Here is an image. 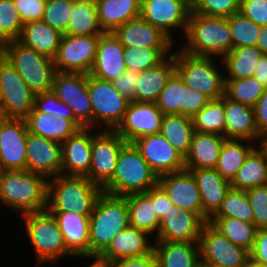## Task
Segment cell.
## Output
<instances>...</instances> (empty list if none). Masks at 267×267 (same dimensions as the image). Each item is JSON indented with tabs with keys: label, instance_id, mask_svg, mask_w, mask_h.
<instances>
[{
	"label": "cell",
	"instance_id": "db71d44e",
	"mask_svg": "<svg viewBox=\"0 0 267 267\" xmlns=\"http://www.w3.org/2000/svg\"><path fill=\"white\" fill-rule=\"evenodd\" d=\"M253 212V223L257 228H267V185L245 191Z\"/></svg>",
	"mask_w": 267,
	"mask_h": 267
},
{
	"label": "cell",
	"instance_id": "a7ac6f4b",
	"mask_svg": "<svg viewBox=\"0 0 267 267\" xmlns=\"http://www.w3.org/2000/svg\"><path fill=\"white\" fill-rule=\"evenodd\" d=\"M244 267H267V266L261 262L254 260L252 257H249Z\"/></svg>",
	"mask_w": 267,
	"mask_h": 267
},
{
	"label": "cell",
	"instance_id": "89a4df30",
	"mask_svg": "<svg viewBox=\"0 0 267 267\" xmlns=\"http://www.w3.org/2000/svg\"><path fill=\"white\" fill-rule=\"evenodd\" d=\"M200 267H217V266L200 263Z\"/></svg>",
	"mask_w": 267,
	"mask_h": 267
},
{
	"label": "cell",
	"instance_id": "f6af8a7d",
	"mask_svg": "<svg viewBox=\"0 0 267 267\" xmlns=\"http://www.w3.org/2000/svg\"><path fill=\"white\" fill-rule=\"evenodd\" d=\"M232 36V49L256 46L261 27L241 12L227 17Z\"/></svg>",
	"mask_w": 267,
	"mask_h": 267
},
{
	"label": "cell",
	"instance_id": "6f0895ef",
	"mask_svg": "<svg viewBox=\"0 0 267 267\" xmlns=\"http://www.w3.org/2000/svg\"><path fill=\"white\" fill-rule=\"evenodd\" d=\"M240 12L257 25H267V0H241Z\"/></svg>",
	"mask_w": 267,
	"mask_h": 267
},
{
	"label": "cell",
	"instance_id": "52a82bcc",
	"mask_svg": "<svg viewBox=\"0 0 267 267\" xmlns=\"http://www.w3.org/2000/svg\"><path fill=\"white\" fill-rule=\"evenodd\" d=\"M1 55L14 67L34 94L52 90L56 72L53 59L24 46L18 40L3 43Z\"/></svg>",
	"mask_w": 267,
	"mask_h": 267
},
{
	"label": "cell",
	"instance_id": "9a60e30c",
	"mask_svg": "<svg viewBox=\"0 0 267 267\" xmlns=\"http://www.w3.org/2000/svg\"><path fill=\"white\" fill-rule=\"evenodd\" d=\"M99 36L63 35L54 61L56 71L89 74Z\"/></svg>",
	"mask_w": 267,
	"mask_h": 267
},
{
	"label": "cell",
	"instance_id": "f35d334b",
	"mask_svg": "<svg viewBox=\"0 0 267 267\" xmlns=\"http://www.w3.org/2000/svg\"><path fill=\"white\" fill-rule=\"evenodd\" d=\"M129 208L130 226L147 232L156 237L160 220L151 198L145 193H132L126 195Z\"/></svg>",
	"mask_w": 267,
	"mask_h": 267
},
{
	"label": "cell",
	"instance_id": "ab89813d",
	"mask_svg": "<svg viewBox=\"0 0 267 267\" xmlns=\"http://www.w3.org/2000/svg\"><path fill=\"white\" fill-rule=\"evenodd\" d=\"M184 158L194 133L192 118L180 114L164 115L159 132Z\"/></svg>",
	"mask_w": 267,
	"mask_h": 267
},
{
	"label": "cell",
	"instance_id": "f5cc1de1",
	"mask_svg": "<svg viewBox=\"0 0 267 267\" xmlns=\"http://www.w3.org/2000/svg\"><path fill=\"white\" fill-rule=\"evenodd\" d=\"M78 72L56 71L53 78L52 91L58 99L66 103L70 108L77 98Z\"/></svg>",
	"mask_w": 267,
	"mask_h": 267
},
{
	"label": "cell",
	"instance_id": "7dc6e473",
	"mask_svg": "<svg viewBox=\"0 0 267 267\" xmlns=\"http://www.w3.org/2000/svg\"><path fill=\"white\" fill-rule=\"evenodd\" d=\"M23 25L13 0H0V45L18 40Z\"/></svg>",
	"mask_w": 267,
	"mask_h": 267
},
{
	"label": "cell",
	"instance_id": "f1b7e54d",
	"mask_svg": "<svg viewBox=\"0 0 267 267\" xmlns=\"http://www.w3.org/2000/svg\"><path fill=\"white\" fill-rule=\"evenodd\" d=\"M225 139L218 134L194 131L185 170L215 169Z\"/></svg>",
	"mask_w": 267,
	"mask_h": 267
},
{
	"label": "cell",
	"instance_id": "11a10c76",
	"mask_svg": "<svg viewBox=\"0 0 267 267\" xmlns=\"http://www.w3.org/2000/svg\"><path fill=\"white\" fill-rule=\"evenodd\" d=\"M145 193L151 198L160 221L164 216L180 213L181 210L173 205L168 195L159 185H156Z\"/></svg>",
	"mask_w": 267,
	"mask_h": 267
},
{
	"label": "cell",
	"instance_id": "8992f818",
	"mask_svg": "<svg viewBox=\"0 0 267 267\" xmlns=\"http://www.w3.org/2000/svg\"><path fill=\"white\" fill-rule=\"evenodd\" d=\"M158 185V176L149 167L138 148L126 142L120 152L112 178L102 187V192L126 196L147 192Z\"/></svg>",
	"mask_w": 267,
	"mask_h": 267
},
{
	"label": "cell",
	"instance_id": "7402d4cb",
	"mask_svg": "<svg viewBox=\"0 0 267 267\" xmlns=\"http://www.w3.org/2000/svg\"><path fill=\"white\" fill-rule=\"evenodd\" d=\"M113 34L124 47L155 49L176 47L167 35L141 16L120 25Z\"/></svg>",
	"mask_w": 267,
	"mask_h": 267
},
{
	"label": "cell",
	"instance_id": "b9f144b4",
	"mask_svg": "<svg viewBox=\"0 0 267 267\" xmlns=\"http://www.w3.org/2000/svg\"><path fill=\"white\" fill-rule=\"evenodd\" d=\"M194 131L200 133H214L225 137L224 96L211 100L193 117Z\"/></svg>",
	"mask_w": 267,
	"mask_h": 267
},
{
	"label": "cell",
	"instance_id": "e7e4bbea",
	"mask_svg": "<svg viewBox=\"0 0 267 267\" xmlns=\"http://www.w3.org/2000/svg\"><path fill=\"white\" fill-rule=\"evenodd\" d=\"M256 47L264 54L267 55V25L261 27V32L257 40Z\"/></svg>",
	"mask_w": 267,
	"mask_h": 267
},
{
	"label": "cell",
	"instance_id": "74e56055",
	"mask_svg": "<svg viewBox=\"0 0 267 267\" xmlns=\"http://www.w3.org/2000/svg\"><path fill=\"white\" fill-rule=\"evenodd\" d=\"M103 33L97 16V0H74L65 35L99 36Z\"/></svg>",
	"mask_w": 267,
	"mask_h": 267
},
{
	"label": "cell",
	"instance_id": "5b68a950",
	"mask_svg": "<svg viewBox=\"0 0 267 267\" xmlns=\"http://www.w3.org/2000/svg\"><path fill=\"white\" fill-rule=\"evenodd\" d=\"M28 242L34 249L36 263L34 267H41L45 263H55L59 259L73 258L67 250L59 224L47 209L21 215Z\"/></svg>",
	"mask_w": 267,
	"mask_h": 267
},
{
	"label": "cell",
	"instance_id": "03108f58",
	"mask_svg": "<svg viewBox=\"0 0 267 267\" xmlns=\"http://www.w3.org/2000/svg\"><path fill=\"white\" fill-rule=\"evenodd\" d=\"M257 147L265 154L267 158V132L260 135Z\"/></svg>",
	"mask_w": 267,
	"mask_h": 267
},
{
	"label": "cell",
	"instance_id": "c3c4849f",
	"mask_svg": "<svg viewBox=\"0 0 267 267\" xmlns=\"http://www.w3.org/2000/svg\"><path fill=\"white\" fill-rule=\"evenodd\" d=\"M31 111L52 113L54 116L60 115L70 120L78 129L85 127L75 117L73 110L66 103L58 99L52 90L35 94L34 108Z\"/></svg>",
	"mask_w": 267,
	"mask_h": 267
},
{
	"label": "cell",
	"instance_id": "9f6ffc18",
	"mask_svg": "<svg viewBox=\"0 0 267 267\" xmlns=\"http://www.w3.org/2000/svg\"><path fill=\"white\" fill-rule=\"evenodd\" d=\"M23 23L42 20L45 2L41 0H13Z\"/></svg>",
	"mask_w": 267,
	"mask_h": 267
},
{
	"label": "cell",
	"instance_id": "3957f363",
	"mask_svg": "<svg viewBox=\"0 0 267 267\" xmlns=\"http://www.w3.org/2000/svg\"><path fill=\"white\" fill-rule=\"evenodd\" d=\"M129 226V208L126 197L102 192L90 215V258L98 257L112 239Z\"/></svg>",
	"mask_w": 267,
	"mask_h": 267
},
{
	"label": "cell",
	"instance_id": "8fae6325",
	"mask_svg": "<svg viewBox=\"0 0 267 267\" xmlns=\"http://www.w3.org/2000/svg\"><path fill=\"white\" fill-rule=\"evenodd\" d=\"M200 263L217 267H244L250 251L234 244L209 222L199 236Z\"/></svg>",
	"mask_w": 267,
	"mask_h": 267
},
{
	"label": "cell",
	"instance_id": "d6986e66",
	"mask_svg": "<svg viewBox=\"0 0 267 267\" xmlns=\"http://www.w3.org/2000/svg\"><path fill=\"white\" fill-rule=\"evenodd\" d=\"M61 143L28 132L26 170L47 179L61 175Z\"/></svg>",
	"mask_w": 267,
	"mask_h": 267
},
{
	"label": "cell",
	"instance_id": "6da1fadb",
	"mask_svg": "<svg viewBox=\"0 0 267 267\" xmlns=\"http://www.w3.org/2000/svg\"><path fill=\"white\" fill-rule=\"evenodd\" d=\"M47 181L45 176L27 170L1 171V204L19 215L45 210Z\"/></svg>",
	"mask_w": 267,
	"mask_h": 267
},
{
	"label": "cell",
	"instance_id": "5bb4252c",
	"mask_svg": "<svg viewBox=\"0 0 267 267\" xmlns=\"http://www.w3.org/2000/svg\"><path fill=\"white\" fill-rule=\"evenodd\" d=\"M211 100L197 89L185 85L175 71L161 91L156 105L163 115L180 114L192 118Z\"/></svg>",
	"mask_w": 267,
	"mask_h": 267
},
{
	"label": "cell",
	"instance_id": "60d3db41",
	"mask_svg": "<svg viewBox=\"0 0 267 267\" xmlns=\"http://www.w3.org/2000/svg\"><path fill=\"white\" fill-rule=\"evenodd\" d=\"M208 222L234 244L249 251L253 249L258 229L254 223L229 217H211Z\"/></svg>",
	"mask_w": 267,
	"mask_h": 267
},
{
	"label": "cell",
	"instance_id": "ffe728a7",
	"mask_svg": "<svg viewBox=\"0 0 267 267\" xmlns=\"http://www.w3.org/2000/svg\"><path fill=\"white\" fill-rule=\"evenodd\" d=\"M158 185L170 201L180 210L197 213L203 219L200 192L193 174L188 170L168 173L158 177Z\"/></svg>",
	"mask_w": 267,
	"mask_h": 267
},
{
	"label": "cell",
	"instance_id": "7bdbcfd3",
	"mask_svg": "<svg viewBox=\"0 0 267 267\" xmlns=\"http://www.w3.org/2000/svg\"><path fill=\"white\" fill-rule=\"evenodd\" d=\"M123 53L126 69L140 73L158 65L173 49L124 47Z\"/></svg>",
	"mask_w": 267,
	"mask_h": 267
},
{
	"label": "cell",
	"instance_id": "d6a6232c",
	"mask_svg": "<svg viewBox=\"0 0 267 267\" xmlns=\"http://www.w3.org/2000/svg\"><path fill=\"white\" fill-rule=\"evenodd\" d=\"M141 0H97V16L103 32L113 33L120 25L140 17Z\"/></svg>",
	"mask_w": 267,
	"mask_h": 267
},
{
	"label": "cell",
	"instance_id": "484cf974",
	"mask_svg": "<svg viewBox=\"0 0 267 267\" xmlns=\"http://www.w3.org/2000/svg\"><path fill=\"white\" fill-rule=\"evenodd\" d=\"M206 222L195 212L181 210L179 214L164 216L159 223L155 241L199 242Z\"/></svg>",
	"mask_w": 267,
	"mask_h": 267
},
{
	"label": "cell",
	"instance_id": "f546056e",
	"mask_svg": "<svg viewBox=\"0 0 267 267\" xmlns=\"http://www.w3.org/2000/svg\"><path fill=\"white\" fill-rule=\"evenodd\" d=\"M175 72L174 50L158 65L139 73L135 101L156 103L168 79Z\"/></svg>",
	"mask_w": 267,
	"mask_h": 267
},
{
	"label": "cell",
	"instance_id": "f907efd6",
	"mask_svg": "<svg viewBox=\"0 0 267 267\" xmlns=\"http://www.w3.org/2000/svg\"><path fill=\"white\" fill-rule=\"evenodd\" d=\"M241 0H191V12L227 18L240 12Z\"/></svg>",
	"mask_w": 267,
	"mask_h": 267
},
{
	"label": "cell",
	"instance_id": "7a4b0ae2",
	"mask_svg": "<svg viewBox=\"0 0 267 267\" xmlns=\"http://www.w3.org/2000/svg\"><path fill=\"white\" fill-rule=\"evenodd\" d=\"M181 50L195 56L215 57L220 61L232 50V36L227 18L191 12Z\"/></svg>",
	"mask_w": 267,
	"mask_h": 267
},
{
	"label": "cell",
	"instance_id": "603a6c76",
	"mask_svg": "<svg viewBox=\"0 0 267 267\" xmlns=\"http://www.w3.org/2000/svg\"><path fill=\"white\" fill-rule=\"evenodd\" d=\"M123 49L124 46L113 33L99 35L95 61L89 74L101 80L113 81L125 73Z\"/></svg>",
	"mask_w": 267,
	"mask_h": 267
},
{
	"label": "cell",
	"instance_id": "680465c9",
	"mask_svg": "<svg viewBox=\"0 0 267 267\" xmlns=\"http://www.w3.org/2000/svg\"><path fill=\"white\" fill-rule=\"evenodd\" d=\"M138 80V72L126 69V72L114 79L112 83L120 94L130 101H135V90Z\"/></svg>",
	"mask_w": 267,
	"mask_h": 267
},
{
	"label": "cell",
	"instance_id": "9c48e42d",
	"mask_svg": "<svg viewBox=\"0 0 267 267\" xmlns=\"http://www.w3.org/2000/svg\"><path fill=\"white\" fill-rule=\"evenodd\" d=\"M87 89L92 104V128L114 130L122 121L130 103L119 93L112 81H105L87 74ZM100 125V126H99Z\"/></svg>",
	"mask_w": 267,
	"mask_h": 267
},
{
	"label": "cell",
	"instance_id": "1f68e13d",
	"mask_svg": "<svg viewBox=\"0 0 267 267\" xmlns=\"http://www.w3.org/2000/svg\"><path fill=\"white\" fill-rule=\"evenodd\" d=\"M28 131L34 135L63 143L73 135L78 128L63 116L52 113L31 111L25 118Z\"/></svg>",
	"mask_w": 267,
	"mask_h": 267
},
{
	"label": "cell",
	"instance_id": "83f0119b",
	"mask_svg": "<svg viewBox=\"0 0 267 267\" xmlns=\"http://www.w3.org/2000/svg\"><path fill=\"white\" fill-rule=\"evenodd\" d=\"M225 138L244 139L258 143L253 107L231 100L224 95Z\"/></svg>",
	"mask_w": 267,
	"mask_h": 267
},
{
	"label": "cell",
	"instance_id": "cb8c5ba5",
	"mask_svg": "<svg viewBox=\"0 0 267 267\" xmlns=\"http://www.w3.org/2000/svg\"><path fill=\"white\" fill-rule=\"evenodd\" d=\"M56 218L63 234L67 250L74 258H90L89 223L90 216L72 211L50 212Z\"/></svg>",
	"mask_w": 267,
	"mask_h": 267
},
{
	"label": "cell",
	"instance_id": "4fadbf2b",
	"mask_svg": "<svg viewBox=\"0 0 267 267\" xmlns=\"http://www.w3.org/2000/svg\"><path fill=\"white\" fill-rule=\"evenodd\" d=\"M190 13L191 0H141L140 16L173 42L175 30L185 35Z\"/></svg>",
	"mask_w": 267,
	"mask_h": 267
},
{
	"label": "cell",
	"instance_id": "be15d7a7",
	"mask_svg": "<svg viewBox=\"0 0 267 267\" xmlns=\"http://www.w3.org/2000/svg\"><path fill=\"white\" fill-rule=\"evenodd\" d=\"M253 77L264 87H267V55L263 54L259 59Z\"/></svg>",
	"mask_w": 267,
	"mask_h": 267
},
{
	"label": "cell",
	"instance_id": "2644e50d",
	"mask_svg": "<svg viewBox=\"0 0 267 267\" xmlns=\"http://www.w3.org/2000/svg\"><path fill=\"white\" fill-rule=\"evenodd\" d=\"M41 1H43V2H45V3H46V2H49L50 0H41Z\"/></svg>",
	"mask_w": 267,
	"mask_h": 267
},
{
	"label": "cell",
	"instance_id": "44dd1931",
	"mask_svg": "<svg viewBox=\"0 0 267 267\" xmlns=\"http://www.w3.org/2000/svg\"><path fill=\"white\" fill-rule=\"evenodd\" d=\"M92 128L78 129L61 143V175L87 176L91 167Z\"/></svg>",
	"mask_w": 267,
	"mask_h": 267
},
{
	"label": "cell",
	"instance_id": "ac0fdd59",
	"mask_svg": "<svg viewBox=\"0 0 267 267\" xmlns=\"http://www.w3.org/2000/svg\"><path fill=\"white\" fill-rule=\"evenodd\" d=\"M133 144L158 177L185 170V158L160 133L138 138Z\"/></svg>",
	"mask_w": 267,
	"mask_h": 267
},
{
	"label": "cell",
	"instance_id": "bcb514c9",
	"mask_svg": "<svg viewBox=\"0 0 267 267\" xmlns=\"http://www.w3.org/2000/svg\"><path fill=\"white\" fill-rule=\"evenodd\" d=\"M212 217L237 218L253 223V212L245 191L230 188Z\"/></svg>",
	"mask_w": 267,
	"mask_h": 267
},
{
	"label": "cell",
	"instance_id": "4316f807",
	"mask_svg": "<svg viewBox=\"0 0 267 267\" xmlns=\"http://www.w3.org/2000/svg\"><path fill=\"white\" fill-rule=\"evenodd\" d=\"M190 171L197 183L203 208V220H208L217 212L231 184L216 169H194Z\"/></svg>",
	"mask_w": 267,
	"mask_h": 267
},
{
	"label": "cell",
	"instance_id": "94428289",
	"mask_svg": "<svg viewBox=\"0 0 267 267\" xmlns=\"http://www.w3.org/2000/svg\"><path fill=\"white\" fill-rule=\"evenodd\" d=\"M250 257L267 266V228H258L256 231L253 249Z\"/></svg>",
	"mask_w": 267,
	"mask_h": 267
},
{
	"label": "cell",
	"instance_id": "6125c7cd",
	"mask_svg": "<svg viewBox=\"0 0 267 267\" xmlns=\"http://www.w3.org/2000/svg\"><path fill=\"white\" fill-rule=\"evenodd\" d=\"M255 124L258 133L261 135L267 132V87L264 93L253 106Z\"/></svg>",
	"mask_w": 267,
	"mask_h": 267
},
{
	"label": "cell",
	"instance_id": "836d02e7",
	"mask_svg": "<svg viewBox=\"0 0 267 267\" xmlns=\"http://www.w3.org/2000/svg\"><path fill=\"white\" fill-rule=\"evenodd\" d=\"M62 36L59 31L51 28L43 20H38L23 25L18 41L39 54L54 59Z\"/></svg>",
	"mask_w": 267,
	"mask_h": 267
},
{
	"label": "cell",
	"instance_id": "91938a15",
	"mask_svg": "<svg viewBox=\"0 0 267 267\" xmlns=\"http://www.w3.org/2000/svg\"><path fill=\"white\" fill-rule=\"evenodd\" d=\"M111 267H157L154 251L138 257L122 258L110 262Z\"/></svg>",
	"mask_w": 267,
	"mask_h": 267
},
{
	"label": "cell",
	"instance_id": "ee69618b",
	"mask_svg": "<svg viewBox=\"0 0 267 267\" xmlns=\"http://www.w3.org/2000/svg\"><path fill=\"white\" fill-rule=\"evenodd\" d=\"M265 87L254 77L225 79L224 95L234 101L253 107L264 93Z\"/></svg>",
	"mask_w": 267,
	"mask_h": 267
},
{
	"label": "cell",
	"instance_id": "7c38bea8",
	"mask_svg": "<svg viewBox=\"0 0 267 267\" xmlns=\"http://www.w3.org/2000/svg\"><path fill=\"white\" fill-rule=\"evenodd\" d=\"M93 129L91 167L86 177L102 188L112 178L119 152L126 141L115 130Z\"/></svg>",
	"mask_w": 267,
	"mask_h": 267
},
{
	"label": "cell",
	"instance_id": "681fc988",
	"mask_svg": "<svg viewBox=\"0 0 267 267\" xmlns=\"http://www.w3.org/2000/svg\"><path fill=\"white\" fill-rule=\"evenodd\" d=\"M74 0H50L45 3L42 20L51 28L65 35Z\"/></svg>",
	"mask_w": 267,
	"mask_h": 267
},
{
	"label": "cell",
	"instance_id": "e575fe53",
	"mask_svg": "<svg viewBox=\"0 0 267 267\" xmlns=\"http://www.w3.org/2000/svg\"><path fill=\"white\" fill-rule=\"evenodd\" d=\"M256 146V142L249 140L225 139L215 169L231 183L245 158Z\"/></svg>",
	"mask_w": 267,
	"mask_h": 267
},
{
	"label": "cell",
	"instance_id": "8d00e7d4",
	"mask_svg": "<svg viewBox=\"0 0 267 267\" xmlns=\"http://www.w3.org/2000/svg\"><path fill=\"white\" fill-rule=\"evenodd\" d=\"M263 53L256 47L233 48L221 59L224 66V79H243L253 77Z\"/></svg>",
	"mask_w": 267,
	"mask_h": 267
},
{
	"label": "cell",
	"instance_id": "2e32d148",
	"mask_svg": "<svg viewBox=\"0 0 267 267\" xmlns=\"http://www.w3.org/2000/svg\"><path fill=\"white\" fill-rule=\"evenodd\" d=\"M28 132L25 119L0 118L1 171L26 170Z\"/></svg>",
	"mask_w": 267,
	"mask_h": 267
},
{
	"label": "cell",
	"instance_id": "277c9868",
	"mask_svg": "<svg viewBox=\"0 0 267 267\" xmlns=\"http://www.w3.org/2000/svg\"><path fill=\"white\" fill-rule=\"evenodd\" d=\"M102 188L86 176L58 175L47 181L49 212L72 211L90 216Z\"/></svg>",
	"mask_w": 267,
	"mask_h": 267
},
{
	"label": "cell",
	"instance_id": "816d5d0a",
	"mask_svg": "<svg viewBox=\"0 0 267 267\" xmlns=\"http://www.w3.org/2000/svg\"><path fill=\"white\" fill-rule=\"evenodd\" d=\"M75 117L85 126L92 128V104L87 89V74L78 72L77 98L71 104Z\"/></svg>",
	"mask_w": 267,
	"mask_h": 267
},
{
	"label": "cell",
	"instance_id": "ba28073f",
	"mask_svg": "<svg viewBox=\"0 0 267 267\" xmlns=\"http://www.w3.org/2000/svg\"><path fill=\"white\" fill-rule=\"evenodd\" d=\"M175 71L183 79L185 85L197 89L210 100L224 96V70L216 65L217 58L195 56L181 49L174 50Z\"/></svg>",
	"mask_w": 267,
	"mask_h": 267
},
{
	"label": "cell",
	"instance_id": "e0dca14e",
	"mask_svg": "<svg viewBox=\"0 0 267 267\" xmlns=\"http://www.w3.org/2000/svg\"><path fill=\"white\" fill-rule=\"evenodd\" d=\"M163 113L156 103L130 101L122 121L114 129L126 142L146 135L158 134Z\"/></svg>",
	"mask_w": 267,
	"mask_h": 267
},
{
	"label": "cell",
	"instance_id": "30bf717a",
	"mask_svg": "<svg viewBox=\"0 0 267 267\" xmlns=\"http://www.w3.org/2000/svg\"><path fill=\"white\" fill-rule=\"evenodd\" d=\"M35 94L0 53V116L25 119L34 108Z\"/></svg>",
	"mask_w": 267,
	"mask_h": 267
},
{
	"label": "cell",
	"instance_id": "d4e9b609",
	"mask_svg": "<svg viewBox=\"0 0 267 267\" xmlns=\"http://www.w3.org/2000/svg\"><path fill=\"white\" fill-rule=\"evenodd\" d=\"M151 239L153 237L147 232L129 226L119 232L97 258L110 263L117 259L149 254L153 251L154 244Z\"/></svg>",
	"mask_w": 267,
	"mask_h": 267
},
{
	"label": "cell",
	"instance_id": "d590c367",
	"mask_svg": "<svg viewBox=\"0 0 267 267\" xmlns=\"http://www.w3.org/2000/svg\"><path fill=\"white\" fill-rule=\"evenodd\" d=\"M230 184L232 189L242 191L267 185V158L257 146L245 158Z\"/></svg>",
	"mask_w": 267,
	"mask_h": 267
},
{
	"label": "cell",
	"instance_id": "4dcf8cb0",
	"mask_svg": "<svg viewBox=\"0 0 267 267\" xmlns=\"http://www.w3.org/2000/svg\"><path fill=\"white\" fill-rule=\"evenodd\" d=\"M153 242L158 267H200L198 242Z\"/></svg>",
	"mask_w": 267,
	"mask_h": 267
},
{
	"label": "cell",
	"instance_id": "003e7915",
	"mask_svg": "<svg viewBox=\"0 0 267 267\" xmlns=\"http://www.w3.org/2000/svg\"><path fill=\"white\" fill-rule=\"evenodd\" d=\"M89 260H92V262L89 263V266L87 267H111V264L109 262L101 261L97 257L89 258Z\"/></svg>",
	"mask_w": 267,
	"mask_h": 267
}]
</instances>
